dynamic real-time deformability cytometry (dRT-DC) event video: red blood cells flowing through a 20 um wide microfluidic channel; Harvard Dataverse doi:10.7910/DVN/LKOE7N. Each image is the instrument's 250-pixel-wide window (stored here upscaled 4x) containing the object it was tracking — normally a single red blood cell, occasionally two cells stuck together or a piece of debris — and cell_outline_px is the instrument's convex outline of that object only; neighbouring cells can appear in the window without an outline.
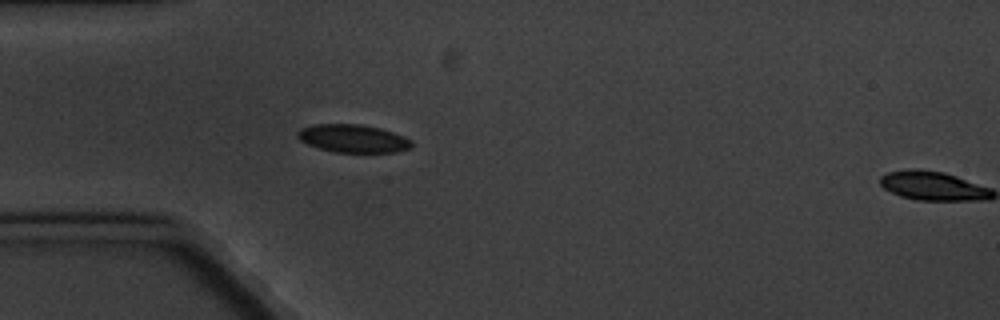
{"species": "common noctule bat (a hibernating species)", "species_latin": "Nyctalus noctula", "temperature_condition": "cold", "stored_images_in_passage": 7, "segment_of_instrument_passage": [1, 2], "camera_frame_rate_fps": 3000, "um_per_image_px": 0.085, "animal": {"sex": "male", "body_mass_g": 20.1, "forearm_length_mm": 53.5}, "frame": {"image": 1, "passage_image": 6, "time_ms": 6.0, "image_size_px": [1000, 320], "cell_outline_px": [[412, 148], [396, 152], [332, 152], [308, 144], [300, 140], [296, 136], [296, 132], [300, 128], [312, 124], [360, 124], [380, 128], [404, 136], [412, 140]], "centroid_in_image_um": [30.0, 11.77], "position_along_channel_um": 55.0, "area_um2": 18.73}}